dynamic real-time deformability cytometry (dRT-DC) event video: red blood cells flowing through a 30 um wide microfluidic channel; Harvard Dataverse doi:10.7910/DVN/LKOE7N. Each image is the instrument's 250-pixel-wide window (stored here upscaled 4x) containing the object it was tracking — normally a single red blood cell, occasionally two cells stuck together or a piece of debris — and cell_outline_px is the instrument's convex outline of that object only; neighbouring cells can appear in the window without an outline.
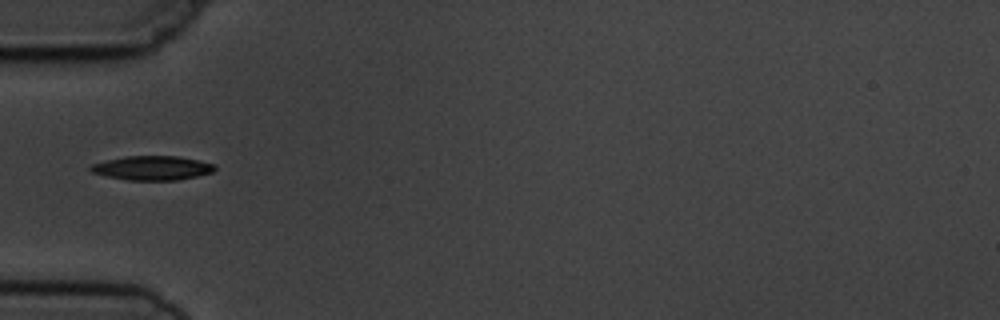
{"species": "common noctule bat (a hibernating species)", "species_latin": "Nyctalus noctula", "temperature_condition": "cold", "stored_images_in_passage": 1, "camera_frame_rate_fps": 3000, "um_per_image_px": 0.085, "animal": {"sex": "male", "body_mass_g": 19.5, "forearm_length_mm": 54.6}, "frame": {"image": 1, "passage_image": 1, "time_ms": 0.0, "image_size_px": [1000, 320], "cell_outline_px": [[216, 168], [212, 172], [196, 176], [176, 180], [128, 180], [108, 176], [92, 172], [88, 168], [92, 164], [124, 156], [180, 156], [200, 160], [216, 164]], "centroid_in_image_um": [12.98, 14.27], "position_along_channel_um": 72.0, "area_um2": 17.46}}